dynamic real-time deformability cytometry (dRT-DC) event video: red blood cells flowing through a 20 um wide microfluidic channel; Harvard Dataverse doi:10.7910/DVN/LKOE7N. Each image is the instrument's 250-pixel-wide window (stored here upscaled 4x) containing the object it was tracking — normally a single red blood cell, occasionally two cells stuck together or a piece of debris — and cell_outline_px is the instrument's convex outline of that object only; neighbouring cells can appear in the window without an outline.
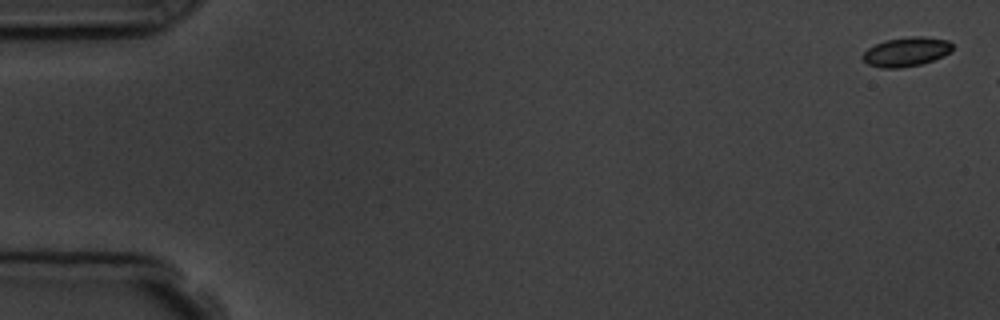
{"species": "common noctule bat (a hibernating species)", "species_latin": "Nyctalus noctula", "temperature_condition": "room temperature", "stored_images_in_passage": 3, "camera_frame_rate_fps": 3000, "um_per_image_px": 0.085, "animal": {"sex": "male", "body_mass_g": 19.5, "forearm_length_mm": 54.6}, "frame": {"image": 1, "passage_image": 1, "time_ms": 0.0, "image_size_px": [1000, 320], "cell_outline_px": [[952, 52], [944, 56], [920, 64], [900, 68], [884, 68], [868, 64], [860, 56], [868, 48], [876, 44], [888, 40], [908, 36], [924, 36], [948, 40], [952, 44]], "centroid_in_image_um": [77.05, 4.39], "position_along_channel_um": 7.9, "area_um2": 15.26}}